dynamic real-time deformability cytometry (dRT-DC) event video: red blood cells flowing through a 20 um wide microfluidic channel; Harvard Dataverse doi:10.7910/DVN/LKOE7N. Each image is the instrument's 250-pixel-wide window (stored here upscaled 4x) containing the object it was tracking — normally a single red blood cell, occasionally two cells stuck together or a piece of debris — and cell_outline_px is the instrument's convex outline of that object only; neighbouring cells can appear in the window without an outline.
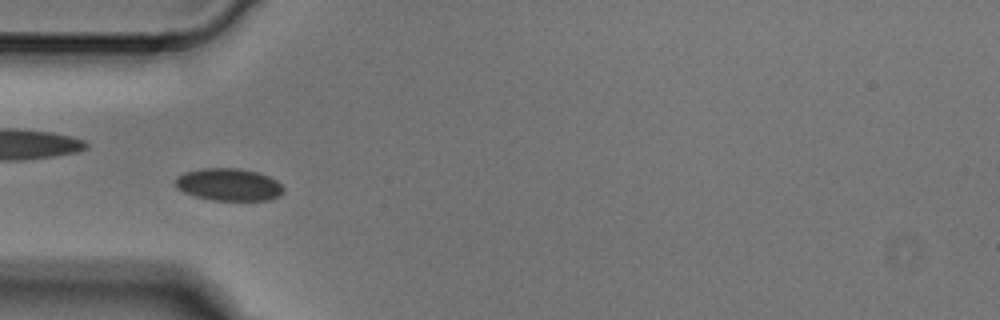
{"species": "Egyptian fruit bat (a non-hibernating species)", "species_latin": "Rousettus aegyptiacus", "temperature_condition": "cold", "stored_images_in_passage": 7, "camera_frame_rate_fps": 3000, "um_per_image_px": 0.085, "animal": {"sex": "male"}, "frame": {"image": 1, "passage_image": 5, "time_ms": 1.333, "image_size_px": [1000, 320], "cell_outline_px": [[284, 192], [280, 196], [268, 200], [212, 200], [192, 196], [176, 188], [176, 176], [184, 172], [200, 168], [240, 168], [256, 172], [268, 176], [276, 180], [284, 188]], "centroid_in_image_um": [19.43, 15.69], "position_along_channel_um": 65.6, "area_um2": 20.58}}
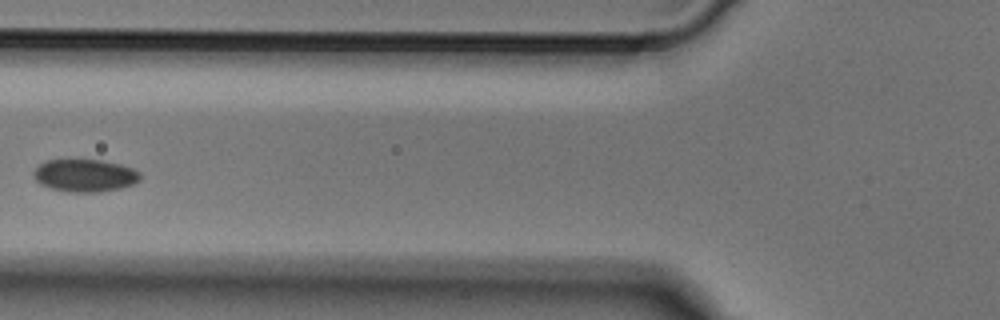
{"frame": {"image": 2, "passage_image": 6, "time_ms": 1.667, "image_size_px": [1000, 320], "cell_outline_px": [[140, 180], [136, 184], [120, 188], [100, 192], [72, 192], [48, 188], [40, 184], [32, 176], [32, 172], [40, 164], [48, 160], [100, 160], [120, 164], [132, 168], [140, 172]], "centroid_in_image_um": [7.22, 14.93], "position_along_channel_um": 118.6, "area_um2": 20.35}}
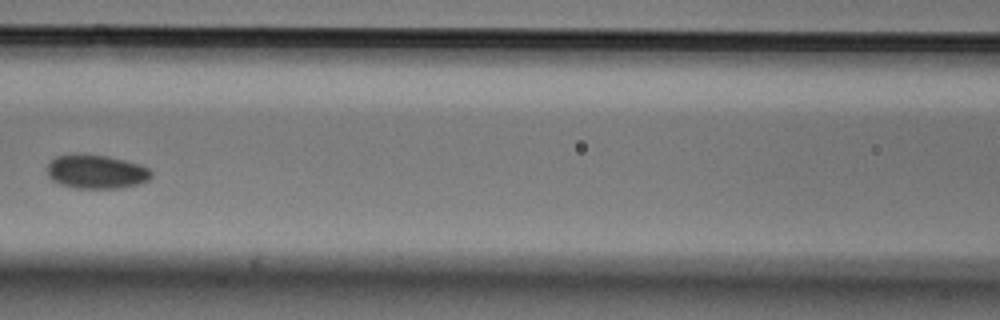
{"frame": {"image": 3, "passage_image": 7, "time_ms": 2.0, "image_size_px": [1000, 320], "cell_outline_px": [[152, 176], [148, 180], [136, 184], [120, 188], [76, 188], [60, 184], [52, 180], [48, 176], [48, 164], [56, 156], [108, 156], [124, 160], [148, 168], [152, 172]], "centroid_in_image_um": [8.19, 14.63], "position_along_channel_um": 158.4, "area_um2": 19.88}}